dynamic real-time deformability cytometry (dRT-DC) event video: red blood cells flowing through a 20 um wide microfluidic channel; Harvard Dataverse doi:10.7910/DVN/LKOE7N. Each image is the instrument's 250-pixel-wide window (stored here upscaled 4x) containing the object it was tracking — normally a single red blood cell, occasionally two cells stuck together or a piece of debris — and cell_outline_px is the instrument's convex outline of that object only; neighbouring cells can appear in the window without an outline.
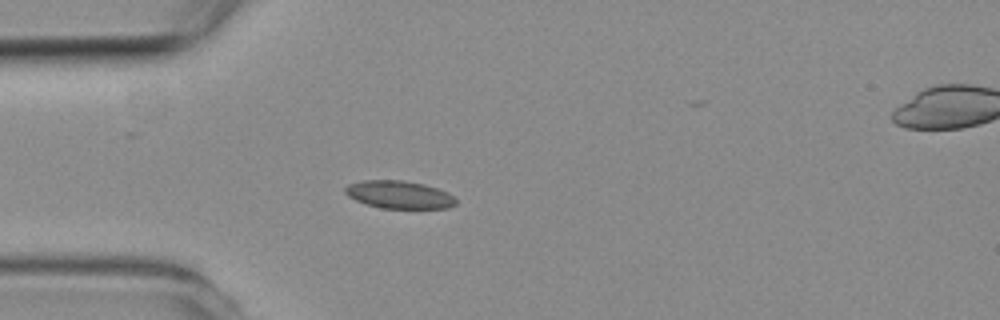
{"species": "common noctule bat (a hibernating species)", "species_latin": "Nyctalus noctula", "temperature_condition": "room temperature", "stored_images_in_passage": 5, "segment_of_instrument_passage": [1, 2], "camera_frame_rate_fps": 3000, "um_per_image_px": 0.085, "animal": {"sex": "female", "body_mass_g": 19.3, "forearm_length_mm": 54.1}, "frame": {"image": 1, "passage_image": 4, "time_ms": 3.333, "image_size_px": [1000, 320], "cell_outline_px": [[456, 204], [448, 208], [380, 208], [356, 200], [348, 196], [344, 192], [344, 188], [348, 184], [360, 180], [400, 180], [424, 184], [448, 192], [456, 200]], "centroid_in_image_um": [33.9, 16.54], "position_along_channel_um": 51.1, "area_um2": 17.86}}